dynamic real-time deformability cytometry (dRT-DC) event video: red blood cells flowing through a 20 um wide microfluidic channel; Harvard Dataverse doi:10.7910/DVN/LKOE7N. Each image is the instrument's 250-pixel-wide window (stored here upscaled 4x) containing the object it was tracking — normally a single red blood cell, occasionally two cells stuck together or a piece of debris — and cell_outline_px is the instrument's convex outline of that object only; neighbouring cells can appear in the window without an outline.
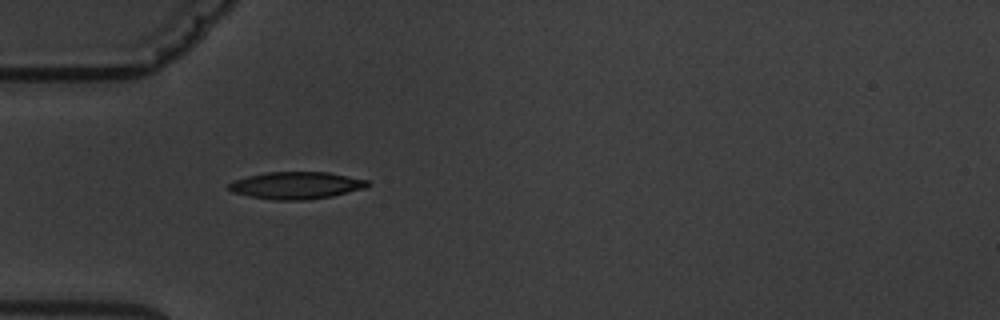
{"species": "common noctule bat (a hibernating species)", "species_latin": "Nyctalus noctula", "temperature_condition": "warm", "stored_images_in_passage": 3, "camera_frame_rate_fps": 3000, "um_per_image_px": 0.085, "animal": {"sex": "male", "body_mass_g": 19.5, "forearm_length_mm": 54.6}, "frame": {"image": 1, "passage_image": 1, "time_ms": 0.0, "image_size_px": [1000, 320], "cell_outline_px": [[368, 184], [364, 188], [332, 196], [304, 200], [272, 200], [248, 196], [232, 192], [228, 188], [228, 184], [236, 180], [248, 176], [268, 172], [328, 172], [368, 180]], "centroid_in_image_um": [25.15, 15.76], "position_along_channel_um": 59.8, "area_um2": 21.79}}
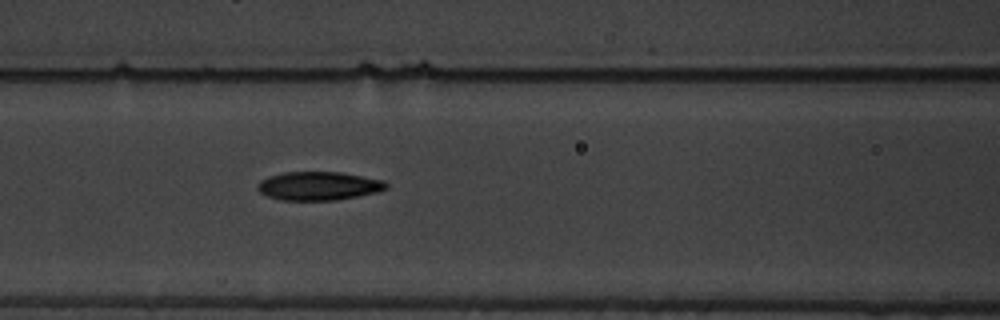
{"frame": {"image": 2, "passage_image": 3, "time_ms": 2.333, "image_size_px": [1000, 320], "cell_outline_px": [[388, 188], [376, 192], [336, 200], [280, 200], [268, 196], [260, 192], [256, 188], [256, 184], [260, 180], [268, 176], [284, 172], [340, 172], [384, 180], [388, 184]], "centroid_in_image_um": [27.05, 15.8], "position_along_channel_um": 139.5, "area_um2": 21.44}}